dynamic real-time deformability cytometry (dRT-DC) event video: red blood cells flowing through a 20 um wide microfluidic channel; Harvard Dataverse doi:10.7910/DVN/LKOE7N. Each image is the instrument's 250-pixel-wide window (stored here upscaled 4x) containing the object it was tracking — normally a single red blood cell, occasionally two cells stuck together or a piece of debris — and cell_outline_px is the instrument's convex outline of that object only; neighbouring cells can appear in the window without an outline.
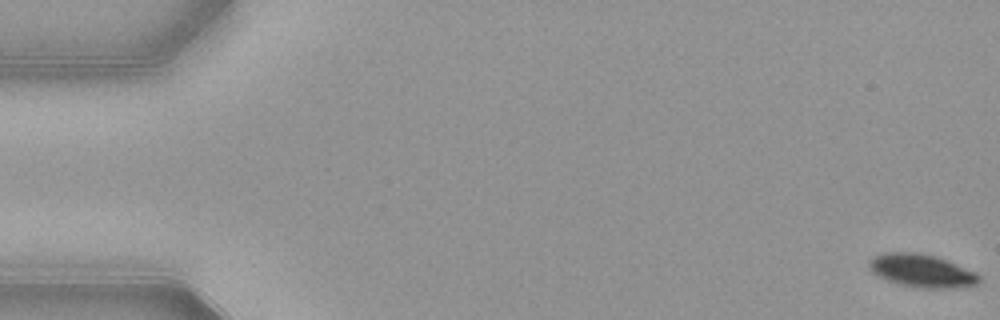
{"species": "common noctule bat (a hibernating species)", "species_latin": "Nyctalus noctula", "temperature_condition": "warm", "stored_images_in_passage": 55, "segment_of_instrument_passage": [1, 2], "camera_frame_rate_fps": 3000, "um_per_image_px": 0.085, "animal": {"sex": "female", "body_mass_g": 21.9}, "frame": {"image": 1, "passage_image": 1, "time_ms": 0.0, "image_size_px": [1000, 320], "cell_outline_px": [[980, 284], [964, 288], [920, 288], [900, 284], [888, 280], [872, 272], [868, 264], [876, 256], [884, 252], [920, 252], [936, 256], [976, 272], [980, 276]], "centroid_in_image_um": [78.42, 23.02], "position_along_channel_um": 6.6, "area_um2": 21.21}}
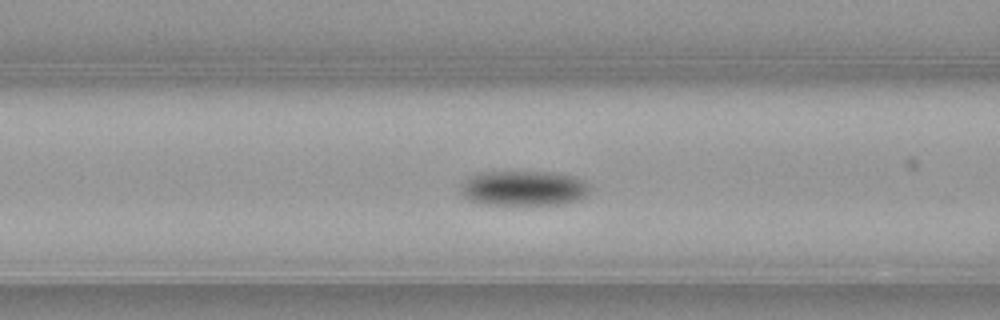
{"frame": {"image": 2, "passage_image": 22, "time_ms": 7.0, "image_size_px": [1000, 320], "cell_outline_px": [[592, 188], [584, 196], [576, 200], [564, 204], [480, 204], [468, 200], [460, 192], [460, 184], [468, 176], [476, 172], [560, 172], [576, 176], [584, 180]], "centroid_in_image_um": [44.49, 15.98], "position_along_channel_um": 122.1, "area_um2": 26.82}}
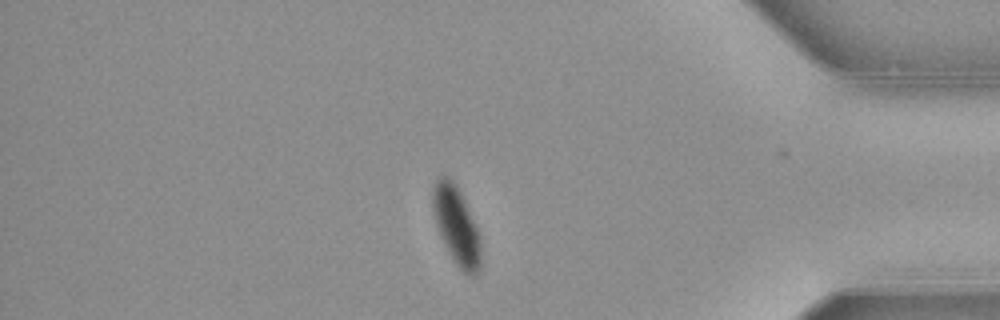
{"frame": {"image": 3, "passage_image": 46, "time_ms": 15.0, "image_size_px": [1000, 320], "cell_outline_px": [[480, 268], [476, 276], [468, 276], [452, 260], [440, 236], [436, 224], [432, 208], [432, 188], [436, 180], [440, 176], [448, 176], [456, 184], [460, 192], [480, 236]], "centroid_in_image_um": [38.77, 19.19], "position_along_channel_um": 396.4, "area_um2": 21.79}}